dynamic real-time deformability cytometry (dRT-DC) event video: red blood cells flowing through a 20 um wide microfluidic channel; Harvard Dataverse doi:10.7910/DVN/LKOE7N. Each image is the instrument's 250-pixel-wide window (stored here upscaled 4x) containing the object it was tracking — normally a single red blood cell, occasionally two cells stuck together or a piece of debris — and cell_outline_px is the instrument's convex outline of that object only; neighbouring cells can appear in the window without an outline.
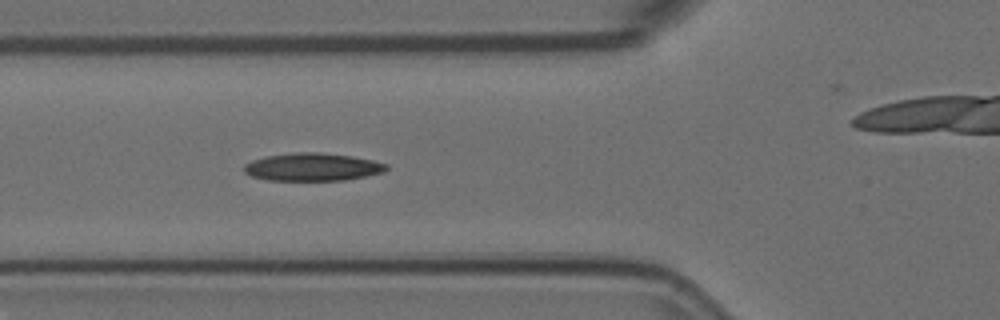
{"species": "Egyptian fruit bat (a non-hibernating species)", "species_latin": "Rousettus aegyptiacus", "temperature_condition": "room temperature", "stored_images_in_passage": 5, "camera_frame_rate_fps": 3000, "um_per_image_px": 0.085, "animal": {"sex": "female"}, "frame": {"image": 1, "passage_image": 4, "time_ms": 1.0, "image_size_px": [1000, 320], "cell_outline_px": [[388, 168], [384, 172], [344, 180], [268, 180], [252, 176], [244, 172], [244, 164], [252, 160], [264, 156], [296, 152], [320, 152], [352, 156], [372, 160], [388, 164]], "centroid_in_image_um": [26.55, 14.18], "position_along_channel_um": 99.3, "area_um2": 23.06}}